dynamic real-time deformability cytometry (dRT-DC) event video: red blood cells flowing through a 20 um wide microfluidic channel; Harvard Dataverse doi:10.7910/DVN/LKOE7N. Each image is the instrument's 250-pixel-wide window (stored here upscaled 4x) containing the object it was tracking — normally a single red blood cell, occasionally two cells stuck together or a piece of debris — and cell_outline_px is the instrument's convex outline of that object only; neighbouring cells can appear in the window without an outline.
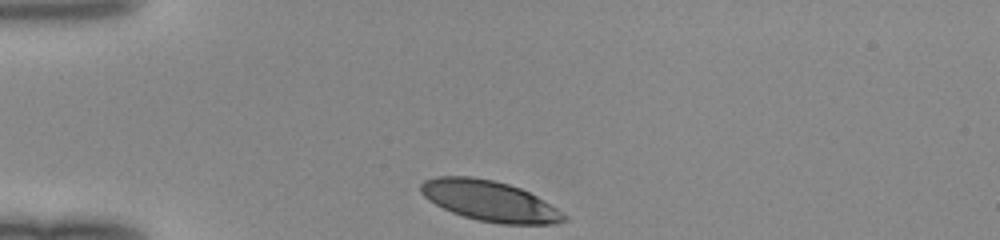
{"species": "human", "species_latin": "Homo sapiens", "temperature_condition": "room temperature", "stored_images_in_passage": 29, "camera_frame_rate_fps": 3000, "um_per_image_px": 0.085, "donor": {"sex": "female"}, "frame": {"image": 1, "passage_image": 1, "time_ms": 0.0, "image_size_px": [1000, 240], "cell_outline_px": [[568, 220], [556, 224], [500, 224], [480, 220], [464, 216], [452, 212], [428, 200], [420, 192], [420, 184], [424, 180], [436, 176], [472, 176], [492, 180], [508, 184], [520, 188], [536, 196], [556, 208], [568, 216]], "centroid_in_image_um": [41.62, 17.08], "position_along_channel_um": 43.4, "area_um2": 33.64}}
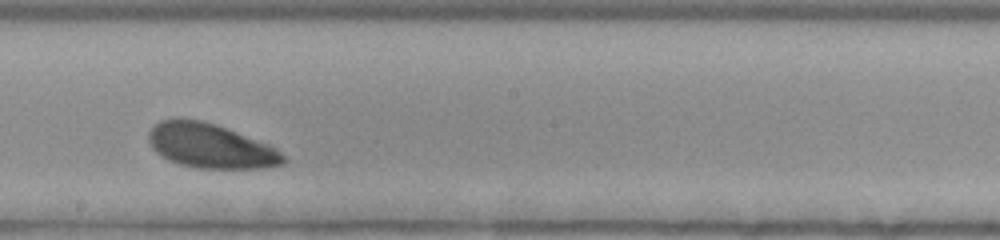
{"frame": {"image": 2, "passage_image": 17, "time_ms": 5.333, "image_size_px": [1000, 240], "cell_outline_px": [[288, 160], [284, 164], [260, 168], [196, 168], [180, 164], [168, 160], [160, 156], [152, 148], [148, 140], [148, 132], [160, 120], [200, 120], [216, 124], [268, 144], [276, 148]], "centroid_in_image_um": [17.89, 12.42], "position_along_channel_um": 230.3, "area_um2": 34.62}}
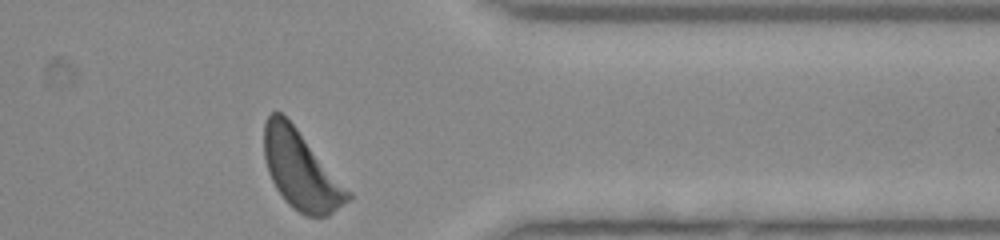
{"frame": {"image": 3, "passage_image": 29, "time_ms": 9.333, "image_size_px": [1000, 240], "cell_outline_px": [[352, 200], [328, 216], [308, 216], [292, 208], [284, 200], [276, 188], [268, 172], [264, 160], [264, 124], [268, 116], [272, 112], [280, 112], [296, 128], [352, 192]], "centroid_in_image_um": [25.6, 14.5], "position_along_channel_um": 385.8, "area_um2": 38.15}}